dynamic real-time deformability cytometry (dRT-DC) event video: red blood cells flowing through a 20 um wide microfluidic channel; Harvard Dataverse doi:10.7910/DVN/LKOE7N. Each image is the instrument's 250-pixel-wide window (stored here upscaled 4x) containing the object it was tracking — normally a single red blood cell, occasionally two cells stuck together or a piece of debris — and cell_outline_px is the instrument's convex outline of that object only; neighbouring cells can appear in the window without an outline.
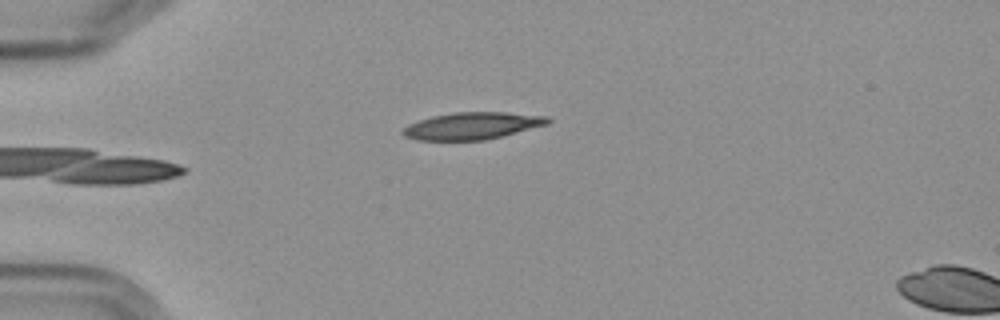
{"species": "Egyptian fruit bat (a non-hibernating species)", "species_latin": "Rousettus aegyptiacus", "temperature_condition": "cold", "stored_images_in_passage": 2, "camera_frame_rate_fps": 3000, "um_per_image_px": 0.085, "frame": {"image": 1, "passage_image": 1, "time_ms": 0.0, "image_size_px": [1000, 320], "cell_outline_px": [[552, 120], [548, 124], [484, 140], [416, 140], [404, 136], [400, 132], [408, 124], [432, 116], [452, 112], [504, 112], [548, 116]], "centroid_in_image_um": [40.11, 10.69], "position_along_channel_um": 44.9, "area_um2": 22.77}}